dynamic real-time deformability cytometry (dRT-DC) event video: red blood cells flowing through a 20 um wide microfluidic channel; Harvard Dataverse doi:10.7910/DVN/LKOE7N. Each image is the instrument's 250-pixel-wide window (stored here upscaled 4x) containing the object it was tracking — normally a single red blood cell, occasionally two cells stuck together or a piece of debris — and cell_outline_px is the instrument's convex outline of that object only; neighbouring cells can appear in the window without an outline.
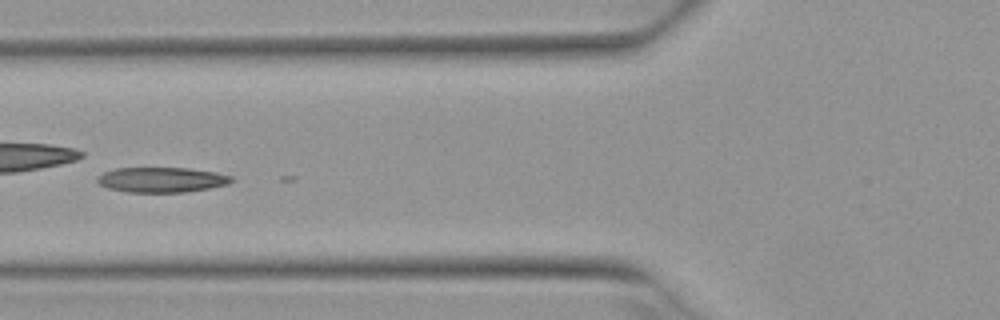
{"species": "Egyptian fruit bat (a non-hibernating species)", "species_latin": "Rousettus aegyptiacus", "temperature_condition": "warm", "stored_images_in_passage": 3, "camera_frame_rate_fps": 3000, "um_per_image_px": 0.085, "animal": {"sex": "female"}, "frame": {"image": 1, "passage_image": 2, "time_ms": 0.333, "image_size_px": [1000, 320], "cell_outline_px": [[232, 180], [228, 184], [208, 188], [184, 192], [128, 192], [108, 188], [100, 184], [96, 180], [96, 176], [104, 172], [116, 168], [188, 168], [216, 172], [232, 176]], "centroid_in_image_um": [13.71, 15.27], "position_along_channel_um": 112.1, "area_um2": 19.54}}
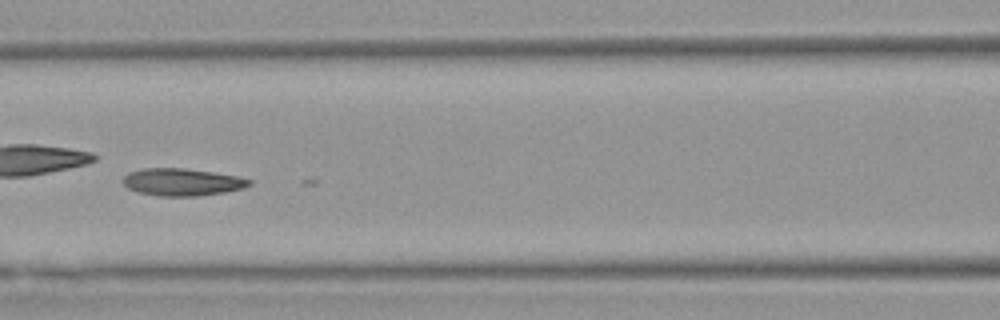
{"frame": {"image": 2, "passage_image": 3, "time_ms": 0.667, "image_size_px": [1000, 320], "cell_outline_px": [[252, 184], [244, 188], [224, 192], [200, 196], [160, 196], [136, 192], [128, 188], [124, 184], [124, 176], [128, 172], [144, 168], [184, 168], [212, 172], [236, 176], [252, 180]], "centroid_in_image_um": [15.48, 15.48], "position_along_channel_um": 151.1, "area_um2": 20.11}}